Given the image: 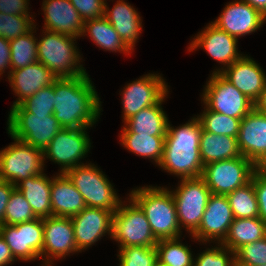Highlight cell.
I'll list each match as a JSON object with an SVG mask.
<instances>
[{"label":"cell","mask_w":266,"mask_h":266,"mask_svg":"<svg viewBox=\"0 0 266 266\" xmlns=\"http://www.w3.org/2000/svg\"><path fill=\"white\" fill-rule=\"evenodd\" d=\"M54 91L53 114L62 128H90L98 121L101 101L88 74L60 77Z\"/></svg>","instance_id":"cell-1"},{"label":"cell","mask_w":266,"mask_h":266,"mask_svg":"<svg viewBox=\"0 0 266 266\" xmlns=\"http://www.w3.org/2000/svg\"><path fill=\"white\" fill-rule=\"evenodd\" d=\"M201 131L197 117L176 128L169 122L163 156L158 166L180 179L201 177L204 167L199 150Z\"/></svg>","instance_id":"cell-2"},{"label":"cell","mask_w":266,"mask_h":266,"mask_svg":"<svg viewBox=\"0 0 266 266\" xmlns=\"http://www.w3.org/2000/svg\"><path fill=\"white\" fill-rule=\"evenodd\" d=\"M129 196L145 213L151 231L157 240L181 237L182 229L178 223L174 198L167 187L134 188Z\"/></svg>","instance_id":"cell-3"},{"label":"cell","mask_w":266,"mask_h":266,"mask_svg":"<svg viewBox=\"0 0 266 266\" xmlns=\"http://www.w3.org/2000/svg\"><path fill=\"white\" fill-rule=\"evenodd\" d=\"M42 31V38L39 41L37 39L38 62L44 64L58 78L88 74L80 64L82 57L74 42L78 38L44 29Z\"/></svg>","instance_id":"cell-4"},{"label":"cell","mask_w":266,"mask_h":266,"mask_svg":"<svg viewBox=\"0 0 266 266\" xmlns=\"http://www.w3.org/2000/svg\"><path fill=\"white\" fill-rule=\"evenodd\" d=\"M7 125L11 138L42 151L62 129L54 114L29 113L21 104L11 108Z\"/></svg>","instance_id":"cell-5"},{"label":"cell","mask_w":266,"mask_h":266,"mask_svg":"<svg viewBox=\"0 0 266 266\" xmlns=\"http://www.w3.org/2000/svg\"><path fill=\"white\" fill-rule=\"evenodd\" d=\"M83 196L87 207L116 211L122 200L103 171L92 163L73 167L65 173Z\"/></svg>","instance_id":"cell-6"},{"label":"cell","mask_w":266,"mask_h":266,"mask_svg":"<svg viewBox=\"0 0 266 266\" xmlns=\"http://www.w3.org/2000/svg\"><path fill=\"white\" fill-rule=\"evenodd\" d=\"M129 205L121 201L113 214L112 239L120 248L130 246L155 247L158 240L153 235L145 213L129 196ZM125 202V203H124Z\"/></svg>","instance_id":"cell-7"},{"label":"cell","mask_w":266,"mask_h":266,"mask_svg":"<svg viewBox=\"0 0 266 266\" xmlns=\"http://www.w3.org/2000/svg\"><path fill=\"white\" fill-rule=\"evenodd\" d=\"M14 143L0 150V179L17 185L31 176L43 174V151L23 141L12 138Z\"/></svg>","instance_id":"cell-8"},{"label":"cell","mask_w":266,"mask_h":266,"mask_svg":"<svg viewBox=\"0 0 266 266\" xmlns=\"http://www.w3.org/2000/svg\"><path fill=\"white\" fill-rule=\"evenodd\" d=\"M255 164L239 156L204 165L201 178L211 194L227 195L251 182Z\"/></svg>","instance_id":"cell-9"},{"label":"cell","mask_w":266,"mask_h":266,"mask_svg":"<svg viewBox=\"0 0 266 266\" xmlns=\"http://www.w3.org/2000/svg\"><path fill=\"white\" fill-rule=\"evenodd\" d=\"M180 228L193 234L199 227L205 212L210 189L201 178L181 179L176 190H171Z\"/></svg>","instance_id":"cell-10"},{"label":"cell","mask_w":266,"mask_h":266,"mask_svg":"<svg viewBox=\"0 0 266 266\" xmlns=\"http://www.w3.org/2000/svg\"><path fill=\"white\" fill-rule=\"evenodd\" d=\"M205 86L201 96L211 111L243 119L254 108V103L221 73H212Z\"/></svg>","instance_id":"cell-11"},{"label":"cell","mask_w":266,"mask_h":266,"mask_svg":"<svg viewBox=\"0 0 266 266\" xmlns=\"http://www.w3.org/2000/svg\"><path fill=\"white\" fill-rule=\"evenodd\" d=\"M87 128H62L44 149L43 157L60 165V172L65 174L73 167L83 165L82 158L90 150V138Z\"/></svg>","instance_id":"cell-12"},{"label":"cell","mask_w":266,"mask_h":266,"mask_svg":"<svg viewBox=\"0 0 266 266\" xmlns=\"http://www.w3.org/2000/svg\"><path fill=\"white\" fill-rule=\"evenodd\" d=\"M0 234L16 261H34L41 257L44 239L42 218L15 225H0Z\"/></svg>","instance_id":"cell-13"},{"label":"cell","mask_w":266,"mask_h":266,"mask_svg":"<svg viewBox=\"0 0 266 266\" xmlns=\"http://www.w3.org/2000/svg\"><path fill=\"white\" fill-rule=\"evenodd\" d=\"M169 93L168 85L159 74H147L128 83L122 93L123 122L140 110L157 104Z\"/></svg>","instance_id":"cell-14"},{"label":"cell","mask_w":266,"mask_h":266,"mask_svg":"<svg viewBox=\"0 0 266 266\" xmlns=\"http://www.w3.org/2000/svg\"><path fill=\"white\" fill-rule=\"evenodd\" d=\"M43 230L41 257L45 262L42 266H53V259L65 258L70 253H79L71 218L61 216L43 218Z\"/></svg>","instance_id":"cell-15"},{"label":"cell","mask_w":266,"mask_h":266,"mask_svg":"<svg viewBox=\"0 0 266 266\" xmlns=\"http://www.w3.org/2000/svg\"><path fill=\"white\" fill-rule=\"evenodd\" d=\"M234 219L227 196L211 194L200 225L191 236L205 245L212 240L222 243Z\"/></svg>","instance_id":"cell-16"},{"label":"cell","mask_w":266,"mask_h":266,"mask_svg":"<svg viewBox=\"0 0 266 266\" xmlns=\"http://www.w3.org/2000/svg\"><path fill=\"white\" fill-rule=\"evenodd\" d=\"M197 36L188 47L189 52L203 48L210 57L223 64L224 67L216 69L212 73H221L243 55L238 52V39L219 29L212 22L198 32ZM226 66V67H225Z\"/></svg>","instance_id":"cell-17"},{"label":"cell","mask_w":266,"mask_h":266,"mask_svg":"<svg viewBox=\"0 0 266 266\" xmlns=\"http://www.w3.org/2000/svg\"><path fill=\"white\" fill-rule=\"evenodd\" d=\"M114 212L86 206L80 213L71 217L79 252L91 247L106 233L112 237Z\"/></svg>","instance_id":"cell-18"},{"label":"cell","mask_w":266,"mask_h":266,"mask_svg":"<svg viewBox=\"0 0 266 266\" xmlns=\"http://www.w3.org/2000/svg\"><path fill=\"white\" fill-rule=\"evenodd\" d=\"M265 20L266 17L259 10L243 0H235L228 3L212 23L238 39L259 30Z\"/></svg>","instance_id":"cell-19"},{"label":"cell","mask_w":266,"mask_h":266,"mask_svg":"<svg viewBox=\"0 0 266 266\" xmlns=\"http://www.w3.org/2000/svg\"><path fill=\"white\" fill-rule=\"evenodd\" d=\"M221 74L253 103L266 85V74L250 56H242Z\"/></svg>","instance_id":"cell-20"},{"label":"cell","mask_w":266,"mask_h":266,"mask_svg":"<svg viewBox=\"0 0 266 266\" xmlns=\"http://www.w3.org/2000/svg\"><path fill=\"white\" fill-rule=\"evenodd\" d=\"M237 141L242 156L259 162L266 155V114L253 108L241 120Z\"/></svg>","instance_id":"cell-21"},{"label":"cell","mask_w":266,"mask_h":266,"mask_svg":"<svg viewBox=\"0 0 266 266\" xmlns=\"http://www.w3.org/2000/svg\"><path fill=\"white\" fill-rule=\"evenodd\" d=\"M8 81L18 97L12 107L20 105L43 87L53 84L58 77L41 62H36L24 68L11 70Z\"/></svg>","instance_id":"cell-22"},{"label":"cell","mask_w":266,"mask_h":266,"mask_svg":"<svg viewBox=\"0 0 266 266\" xmlns=\"http://www.w3.org/2000/svg\"><path fill=\"white\" fill-rule=\"evenodd\" d=\"M45 30L81 37L84 20L70 0H43Z\"/></svg>","instance_id":"cell-23"},{"label":"cell","mask_w":266,"mask_h":266,"mask_svg":"<svg viewBox=\"0 0 266 266\" xmlns=\"http://www.w3.org/2000/svg\"><path fill=\"white\" fill-rule=\"evenodd\" d=\"M140 13L123 0H117L112 9L105 2L104 17L113 26L125 45L132 51L142 31Z\"/></svg>","instance_id":"cell-24"},{"label":"cell","mask_w":266,"mask_h":266,"mask_svg":"<svg viewBox=\"0 0 266 266\" xmlns=\"http://www.w3.org/2000/svg\"><path fill=\"white\" fill-rule=\"evenodd\" d=\"M86 204L66 174L58 173L51 184V216L71 218L80 213Z\"/></svg>","instance_id":"cell-25"},{"label":"cell","mask_w":266,"mask_h":266,"mask_svg":"<svg viewBox=\"0 0 266 266\" xmlns=\"http://www.w3.org/2000/svg\"><path fill=\"white\" fill-rule=\"evenodd\" d=\"M166 96L168 95L166 94L157 104L143 108L126 120L121 133L166 136L169 120L162 108Z\"/></svg>","instance_id":"cell-26"},{"label":"cell","mask_w":266,"mask_h":266,"mask_svg":"<svg viewBox=\"0 0 266 266\" xmlns=\"http://www.w3.org/2000/svg\"><path fill=\"white\" fill-rule=\"evenodd\" d=\"M50 178L43 173L24 179L16 185V188L31 205L37 218L43 219L51 216L52 177Z\"/></svg>","instance_id":"cell-27"},{"label":"cell","mask_w":266,"mask_h":266,"mask_svg":"<svg viewBox=\"0 0 266 266\" xmlns=\"http://www.w3.org/2000/svg\"><path fill=\"white\" fill-rule=\"evenodd\" d=\"M199 150L203 165L241 156L236 137L216 135L204 130L201 131Z\"/></svg>","instance_id":"cell-28"},{"label":"cell","mask_w":266,"mask_h":266,"mask_svg":"<svg viewBox=\"0 0 266 266\" xmlns=\"http://www.w3.org/2000/svg\"><path fill=\"white\" fill-rule=\"evenodd\" d=\"M264 237H266V223L259 217L235 218L230 225L227 237L221 244L235 252L242 245Z\"/></svg>","instance_id":"cell-29"},{"label":"cell","mask_w":266,"mask_h":266,"mask_svg":"<svg viewBox=\"0 0 266 266\" xmlns=\"http://www.w3.org/2000/svg\"><path fill=\"white\" fill-rule=\"evenodd\" d=\"M84 34L89 35L91 40L99 48L105 49L106 51L123 52L127 55L131 53V50L125 45L121 37L104 16L84 21L83 37L85 36Z\"/></svg>","instance_id":"cell-30"},{"label":"cell","mask_w":266,"mask_h":266,"mask_svg":"<svg viewBox=\"0 0 266 266\" xmlns=\"http://www.w3.org/2000/svg\"><path fill=\"white\" fill-rule=\"evenodd\" d=\"M120 141L121 145H124L123 147L135 155L153 159L157 165L160 164L163 156L165 136L121 133Z\"/></svg>","instance_id":"cell-31"},{"label":"cell","mask_w":266,"mask_h":266,"mask_svg":"<svg viewBox=\"0 0 266 266\" xmlns=\"http://www.w3.org/2000/svg\"><path fill=\"white\" fill-rule=\"evenodd\" d=\"M158 266H193L194 255L180 237L161 239L156 244Z\"/></svg>","instance_id":"cell-32"},{"label":"cell","mask_w":266,"mask_h":266,"mask_svg":"<svg viewBox=\"0 0 266 266\" xmlns=\"http://www.w3.org/2000/svg\"><path fill=\"white\" fill-rule=\"evenodd\" d=\"M35 28L36 26L30 32L9 40L11 49V70L24 68L38 62L37 39L33 34L36 33Z\"/></svg>","instance_id":"cell-33"},{"label":"cell","mask_w":266,"mask_h":266,"mask_svg":"<svg viewBox=\"0 0 266 266\" xmlns=\"http://www.w3.org/2000/svg\"><path fill=\"white\" fill-rule=\"evenodd\" d=\"M234 218L259 217V206L253 182L226 195Z\"/></svg>","instance_id":"cell-34"},{"label":"cell","mask_w":266,"mask_h":266,"mask_svg":"<svg viewBox=\"0 0 266 266\" xmlns=\"http://www.w3.org/2000/svg\"><path fill=\"white\" fill-rule=\"evenodd\" d=\"M206 108V109H205ZM204 108L203 113L197 116L202 130L216 135L238 137L242 119L226 116Z\"/></svg>","instance_id":"cell-35"},{"label":"cell","mask_w":266,"mask_h":266,"mask_svg":"<svg viewBox=\"0 0 266 266\" xmlns=\"http://www.w3.org/2000/svg\"><path fill=\"white\" fill-rule=\"evenodd\" d=\"M31 205L15 188L9 197L4 215L3 225H15L36 219Z\"/></svg>","instance_id":"cell-36"},{"label":"cell","mask_w":266,"mask_h":266,"mask_svg":"<svg viewBox=\"0 0 266 266\" xmlns=\"http://www.w3.org/2000/svg\"><path fill=\"white\" fill-rule=\"evenodd\" d=\"M119 249V266H158L156 247L130 246Z\"/></svg>","instance_id":"cell-37"},{"label":"cell","mask_w":266,"mask_h":266,"mask_svg":"<svg viewBox=\"0 0 266 266\" xmlns=\"http://www.w3.org/2000/svg\"><path fill=\"white\" fill-rule=\"evenodd\" d=\"M33 16L9 15L0 12V36L12 40L30 32L34 25Z\"/></svg>","instance_id":"cell-38"},{"label":"cell","mask_w":266,"mask_h":266,"mask_svg":"<svg viewBox=\"0 0 266 266\" xmlns=\"http://www.w3.org/2000/svg\"><path fill=\"white\" fill-rule=\"evenodd\" d=\"M235 266H260L266 264V237L247 243L235 252Z\"/></svg>","instance_id":"cell-39"},{"label":"cell","mask_w":266,"mask_h":266,"mask_svg":"<svg viewBox=\"0 0 266 266\" xmlns=\"http://www.w3.org/2000/svg\"><path fill=\"white\" fill-rule=\"evenodd\" d=\"M215 246L200 252L193 266H235V253L221 243Z\"/></svg>","instance_id":"cell-40"},{"label":"cell","mask_w":266,"mask_h":266,"mask_svg":"<svg viewBox=\"0 0 266 266\" xmlns=\"http://www.w3.org/2000/svg\"><path fill=\"white\" fill-rule=\"evenodd\" d=\"M54 83L43 87L34 95L27 98L21 105L33 114H53L54 113Z\"/></svg>","instance_id":"cell-41"},{"label":"cell","mask_w":266,"mask_h":266,"mask_svg":"<svg viewBox=\"0 0 266 266\" xmlns=\"http://www.w3.org/2000/svg\"><path fill=\"white\" fill-rule=\"evenodd\" d=\"M105 1L106 0H70L84 21L103 17Z\"/></svg>","instance_id":"cell-42"},{"label":"cell","mask_w":266,"mask_h":266,"mask_svg":"<svg viewBox=\"0 0 266 266\" xmlns=\"http://www.w3.org/2000/svg\"><path fill=\"white\" fill-rule=\"evenodd\" d=\"M255 188V194L259 206V218L266 223V177L256 170L251 179Z\"/></svg>","instance_id":"cell-43"},{"label":"cell","mask_w":266,"mask_h":266,"mask_svg":"<svg viewBox=\"0 0 266 266\" xmlns=\"http://www.w3.org/2000/svg\"><path fill=\"white\" fill-rule=\"evenodd\" d=\"M29 0H0V12L9 15H29Z\"/></svg>","instance_id":"cell-44"},{"label":"cell","mask_w":266,"mask_h":266,"mask_svg":"<svg viewBox=\"0 0 266 266\" xmlns=\"http://www.w3.org/2000/svg\"><path fill=\"white\" fill-rule=\"evenodd\" d=\"M11 49H10V42L9 40L0 36V75L5 73V69H9V74L11 72Z\"/></svg>","instance_id":"cell-45"},{"label":"cell","mask_w":266,"mask_h":266,"mask_svg":"<svg viewBox=\"0 0 266 266\" xmlns=\"http://www.w3.org/2000/svg\"><path fill=\"white\" fill-rule=\"evenodd\" d=\"M15 188V185L7 181H0V225H3L5 209L9 201V197Z\"/></svg>","instance_id":"cell-46"},{"label":"cell","mask_w":266,"mask_h":266,"mask_svg":"<svg viewBox=\"0 0 266 266\" xmlns=\"http://www.w3.org/2000/svg\"><path fill=\"white\" fill-rule=\"evenodd\" d=\"M16 261L10 251L8 244L0 234V266H7Z\"/></svg>","instance_id":"cell-47"},{"label":"cell","mask_w":266,"mask_h":266,"mask_svg":"<svg viewBox=\"0 0 266 266\" xmlns=\"http://www.w3.org/2000/svg\"><path fill=\"white\" fill-rule=\"evenodd\" d=\"M254 109L266 114V85L258 99L254 102Z\"/></svg>","instance_id":"cell-48"},{"label":"cell","mask_w":266,"mask_h":266,"mask_svg":"<svg viewBox=\"0 0 266 266\" xmlns=\"http://www.w3.org/2000/svg\"><path fill=\"white\" fill-rule=\"evenodd\" d=\"M255 9L259 10L266 17V0H243Z\"/></svg>","instance_id":"cell-49"},{"label":"cell","mask_w":266,"mask_h":266,"mask_svg":"<svg viewBox=\"0 0 266 266\" xmlns=\"http://www.w3.org/2000/svg\"><path fill=\"white\" fill-rule=\"evenodd\" d=\"M255 169L260 175L266 177V155L255 164Z\"/></svg>","instance_id":"cell-50"}]
</instances>
